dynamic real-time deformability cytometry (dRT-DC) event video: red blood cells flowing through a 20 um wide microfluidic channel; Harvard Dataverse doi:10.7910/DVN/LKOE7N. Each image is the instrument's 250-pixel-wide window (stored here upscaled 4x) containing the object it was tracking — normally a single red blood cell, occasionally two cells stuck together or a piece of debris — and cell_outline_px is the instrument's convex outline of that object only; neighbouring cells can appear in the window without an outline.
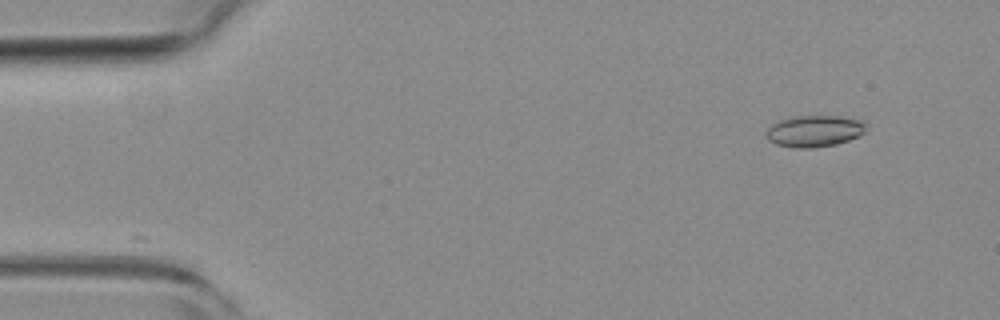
{"species": "common noctule bat (a hibernating species)", "species_latin": "Nyctalus noctula", "temperature_condition": "room temperature", "stored_images_in_passage": 35, "camera_frame_rate_fps": 3000, "um_per_image_px": 0.085, "animal": {"sex": "female", "body_mass_g": 19.3, "forearm_length_mm": 54.1}, "frame": {"image": 1, "passage_image": 1, "time_ms": 0.0, "image_size_px": [1000, 320], "cell_outline_px": [[864, 132], [860, 136], [836, 144], [812, 148], [796, 148], [776, 144], [768, 140], [764, 132], [772, 124], [780, 120], [796, 116], [836, 116], [860, 120], [864, 124]], "centroid_in_image_um": [69.18, 11.15], "position_along_channel_um": 15.8, "area_um2": 18.21}}
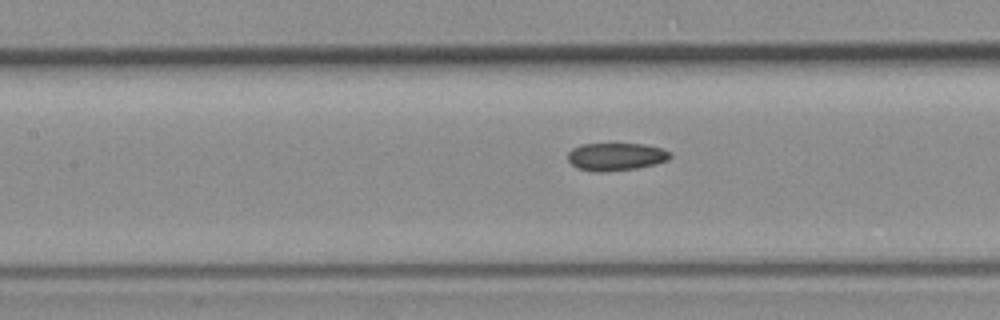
{"frame": {"image": 2, "passage_image": 20, "time_ms": 6.333, "image_size_px": [1000, 320], "cell_outline_px": [[672, 156], [668, 160], [656, 164], [636, 168], [604, 172], [580, 168], [572, 164], [568, 160], [568, 152], [572, 148], [580, 144], [644, 144], [660, 148], [672, 152]], "centroid_in_image_um": [52.39, 13.3], "position_along_channel_um": 155.0, "area_um2": 16.42}}
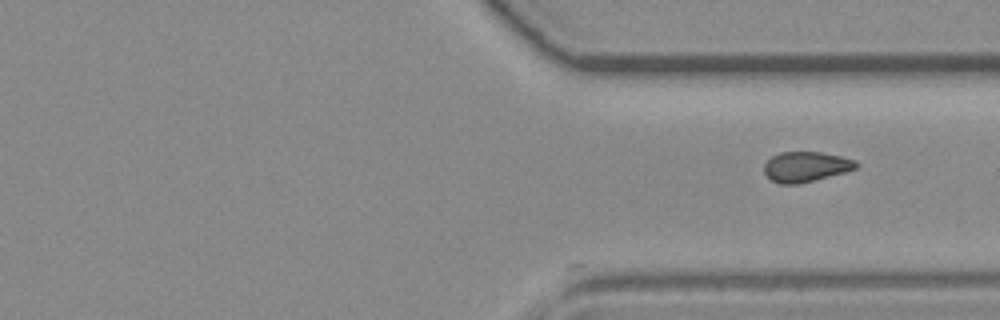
{"frame": {"image": 3, "passage_image": 35, "time_ms": 11.333, "image_size_px": [1000, 320], "cell_outline_px": [[860, 164], [856, 168], [844, 172], [800, 184], [780, 184], [772, 180], [764, 172], [764, 164], [772, 156], [780, 152], [820, 152], [840, 156], [856, 160]], "centroid_in_image_um": [68.5, 14.17], "position_along_channel_um": 342.9, "area_um2": 16.13}}